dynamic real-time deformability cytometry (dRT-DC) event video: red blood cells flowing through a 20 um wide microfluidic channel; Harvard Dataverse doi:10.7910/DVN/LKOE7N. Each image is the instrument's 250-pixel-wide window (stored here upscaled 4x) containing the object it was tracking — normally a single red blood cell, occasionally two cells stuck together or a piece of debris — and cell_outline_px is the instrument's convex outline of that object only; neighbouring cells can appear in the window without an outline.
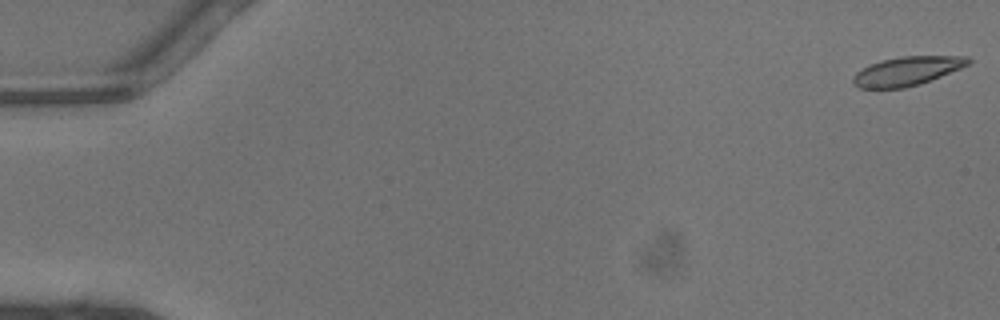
{"species": "common noctule bat (a hibernating species)", "species_latin": "Nyctalus noctula", "temperature_condition": "warm", "stored_images_in_passage": 7, "camera_frame_rate_fps": 3000, "um_per_image_px": 0.085, "animal": {"sex": "male", "body_mass_g": 13.3}, "frame": {"image": 1, "passage_image": 1, "time_ms": 0.0, "image_size_px": [1000, 320], "cell_outline_px": [[972, 60], [968, 64], [960, 68], [920, 84], [904, 88], [860, 88], [852, 84], [852, 76], [856, 72], [880, 60], [900, 56], [968, 56]], "centroid_in_image_um": [77.07, 6.04], "position_along_channel_um": 7.9, "area_um2": 19.31}}